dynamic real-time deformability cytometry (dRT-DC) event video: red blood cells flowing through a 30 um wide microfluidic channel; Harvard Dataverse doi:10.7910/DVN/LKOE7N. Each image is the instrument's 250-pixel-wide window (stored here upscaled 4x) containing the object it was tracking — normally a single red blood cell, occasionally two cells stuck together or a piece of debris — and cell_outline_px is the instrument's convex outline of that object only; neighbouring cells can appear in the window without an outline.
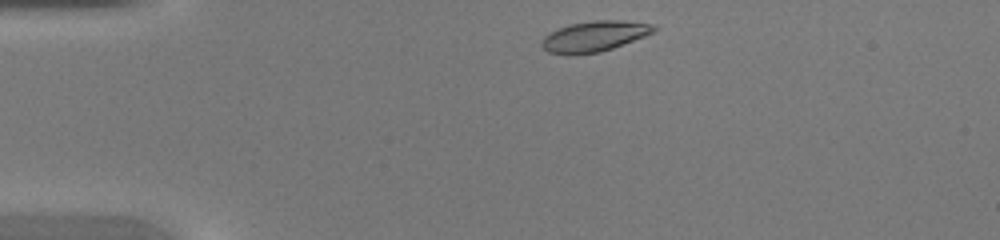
{"species": "common noctule bat (a hibernating species)", "species_latin": "Nyctalus noctula", "temperature_condition": "warm", "stored_images_in_passage": 37, "camera_frame_rate_fps": 3000, "um_per_image_px": 0.085, "animal": {"sex": "female", "body_mass_g": 20.0, "forearm_length_mm": 54.0}, "frame": {"image": 1, "passage_image": 1, "time_ms": 0.0, "image_size_px": [1000, 240], "cell_outline_px": [[660, 28], [644, 36], [612, 48], [600, 52], [572, 56], [548, 52], [540, 44], [544, 36], [560, 28], [572, 24], [592, 20], [620, 20], [652, 24]], "centroid_in_image_um": [50.51, 3.1], "position_along_channel_um": 34.5, "area_um2": 19.88}}
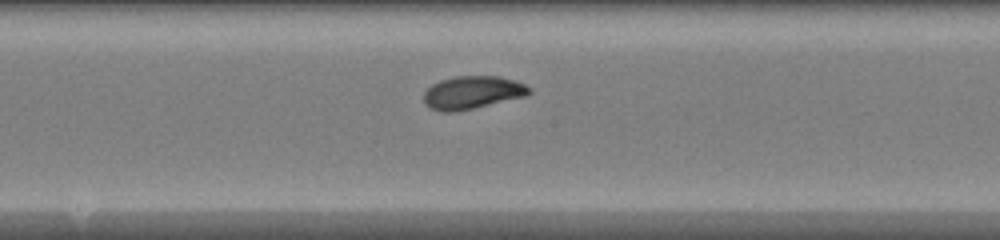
{"frame": {"image": 2, "passage_image": 16, "time_ms": 5.0, "image_size_px": [1000, 240], "cell_outline_px": [[532, 92], [528, 96], [472, 108], [452, 112], [440, 112], [428, 108], [424, 104], [424, 92], [432, 84], [440, 80], [456, 76], [500, 76], [524, 84]], "centroid_in_image_um": [40.12, 7.87], "position_along_channel_um": 208.1, "area_um2": 20.23}}
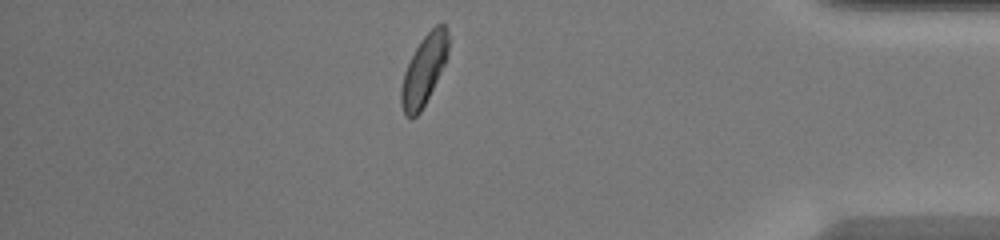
{"frame": {"image": 3, "passage_image": 31, "time_ms": 10.0, "image_size_px": [1000, 240], "cell_outline_px": [[448, 56], [420, 112], [412, 120], [404, 112], [400, 104], [400, 88], [404, 72], [420, 40], [436, 24], [444, 24], [448, 28]], "centroid_in_image_um": [36.02, 5.94], "position_along_channel_um": 399.2, "area_um2": 18.9}}